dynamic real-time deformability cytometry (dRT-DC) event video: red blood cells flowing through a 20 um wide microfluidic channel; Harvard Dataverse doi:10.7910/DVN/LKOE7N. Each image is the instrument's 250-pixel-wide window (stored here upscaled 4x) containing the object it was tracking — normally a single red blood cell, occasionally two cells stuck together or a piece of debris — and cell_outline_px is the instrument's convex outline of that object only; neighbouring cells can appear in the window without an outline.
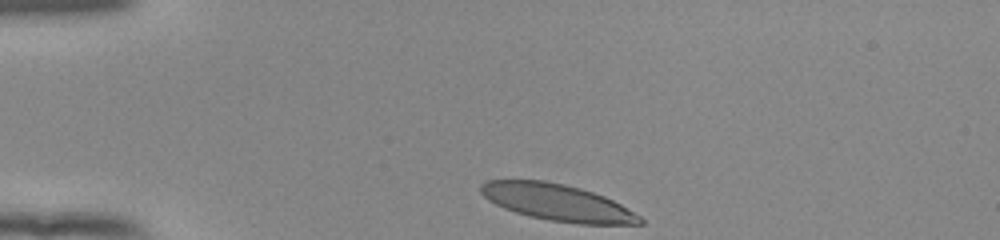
{"species": "human", "species_latin": "Homo sapiens", "temperature_condition": "room temperature", "stored_images_in_passage": 34, "camera_frame_rate_fps": 3000, "um_per_image_px": 0.085, "donor": {"sex": "female"}, "frame": {"image": 1, "passage_image": 1, "time_ms": 0.0, "image_size_px": [1000, 240], "cell_outline_px": [[644, 224], [576, 224], [548, 220], [528, 216], [504, 208], [488, 200], [480, 192], [480, 184], [488, 180], [544, 180], [564, 184], [580, 188], [604, 196], [620, 204], [640, 216], [644, 220]], "centroid_in_image_um": [47.36, 17.21], "position_along_channel_um": 37.6, "area_um2": 33.93}}
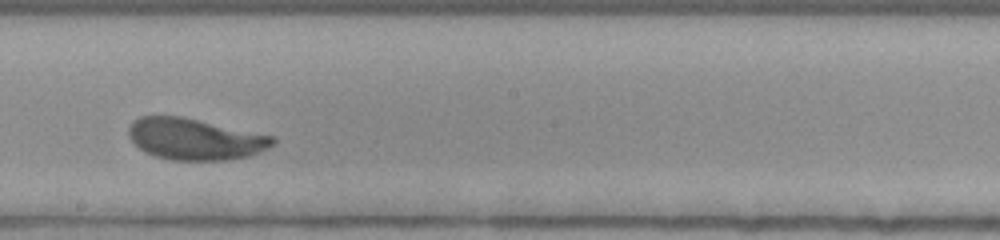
{"frame": {"image": 2, "passage_image": 20, "time_ms": 6.333, "image_size_px": [1000, 240], "cell_outline_px": [[276, 144], [268, 148], [248, 156], [224, 160], [172, 160], [156, 156], [144, 152], [128, 136], [128, 124], [132, 120], [140, 116], [184, 116], [276, 136]], "centroid_in_image_um": [16.58, 11.8], "position_along_channel_um": 231.6, "area_um2": 35.2}}
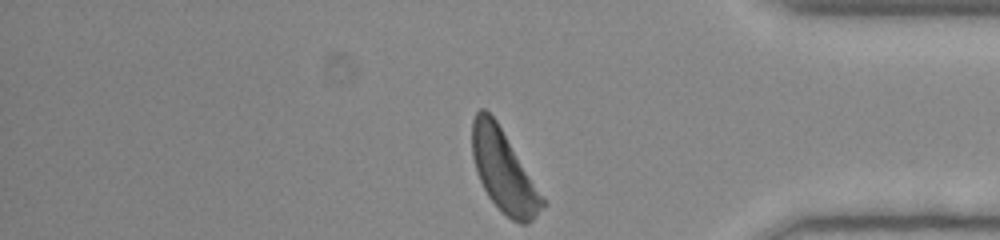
{"frame": {"image": 3, "passage_image": 34, "time_ms": 11.0, "image_size_px": [1000, 240], "cell_outline_px": [[548, 204], [528, 224], [520, 224], [512, 220], [488, 196], [476, 172], [472, 156], [472, 120], [476, 112], [480, 108], [484, 108], [496, 120]], "centroid_in_image_um": [42.81, 14.54], "position_along_channel_um": 392.4, "area_um2": 33.06}, "authors_computed_cell_mechanics": {"area_um2": 35.1713, "velocity_mm_per_s": 3.8239, "shape_relaxation_time_tau1_ms": 3.261, "shape_relaxation_time_tau2_ms": null, "deformation_change_tau1": 0.152, "deformation_change_tau2": null}}